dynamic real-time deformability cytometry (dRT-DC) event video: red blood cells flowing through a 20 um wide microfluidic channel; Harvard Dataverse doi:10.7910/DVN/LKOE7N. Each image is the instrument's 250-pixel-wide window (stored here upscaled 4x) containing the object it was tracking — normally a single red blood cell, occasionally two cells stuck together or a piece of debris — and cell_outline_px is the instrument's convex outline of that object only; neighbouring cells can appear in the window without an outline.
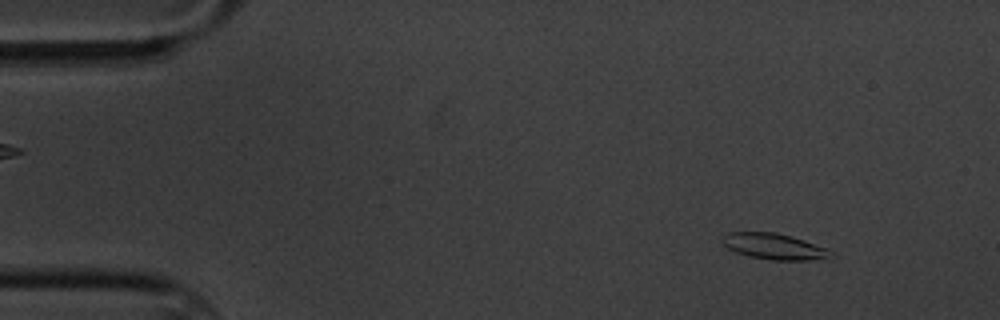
{"species": "common noctule bat (a hibernating species)", "species_latin": "Nyctalus noctula", "temperature_condition": "cold", "stored_images_in_passage": 59, "camera_frame_rate_fps": 3000, "um_per_image_px": 0.085, "animal": {"sex": "male", "body_mass_g": 20.1, "forearm_length_mm": 53.5}, "frame": {"image": 1, "passage_image": 6, "time_ms": 1.667, "image_size_px": [1000, 320], "cell_outline_px": [[836, 256], [808, 260], [772, 260], [748, 256], [736, 252], [728, 248], [720, 240], [728, 232], [776, 232], [792, 236], [828, 248], [836, 252]], "centroid_in_image_um": [65.85, 20.94], "position_along_channel_um": 19.1, "area_um2": 16.59}}
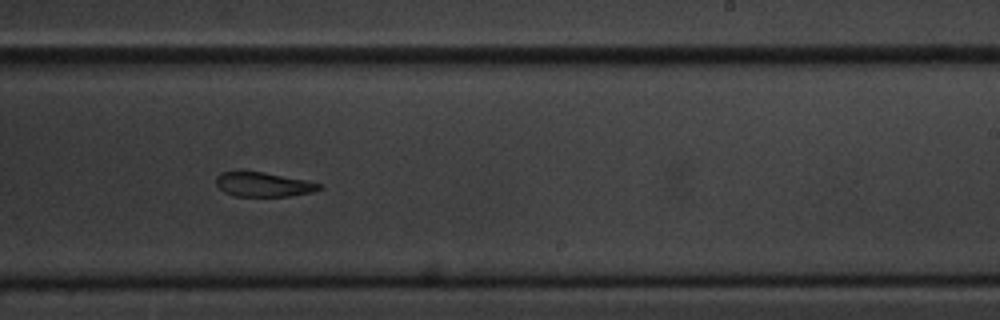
{"frame": {"image": 2, "passage_image": 36, "time_ms": 11.667, "image_size_px": [1000, 320], "cell_outline_px": [[324, 188], [312, 192], [288, 196], [232, 196], [224, 192], [216, 184], [216, 176], [220, 172], [240, 168], [264, 172], [308, 180], [324, 184]], "centroid_in_image_um": [22.36, 15.63], "position_along_channel_um": 266.6, "area_um2": 15.43}}
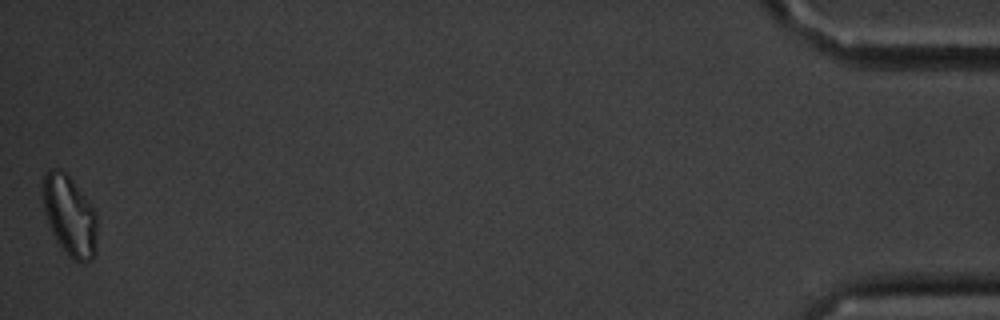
{"frame": {"image": 3, "passage_image": 59, "time_ms": 19.333, "image_size_px": [1000, 320], "cell_outline_px": [[96, 252], [92, 260], [76, 260], [68, 256], [56, 240], [48, 224], [44, 212], [40, 192], [44, 172], [48, 168], [60, 168], [72, 180], [84, 196], [92, 208], [96, 216]], "centroid_in_image_um": [5.85, 18.28], "position_along_channel_um": 429.3, "area_um2": 25.49}, "authors_computed_cell_mechanics": {"area_um2": 16.7042, "velocity_mm_per_s": 3.3302, "shape_relaxation_time_tau1_ms": 3.234, "shape_relaxation_time_tau2_ms": 2.5984, "deformation_change_tau1": 0.1348, "deformation_change_tau2": 0.1093}}